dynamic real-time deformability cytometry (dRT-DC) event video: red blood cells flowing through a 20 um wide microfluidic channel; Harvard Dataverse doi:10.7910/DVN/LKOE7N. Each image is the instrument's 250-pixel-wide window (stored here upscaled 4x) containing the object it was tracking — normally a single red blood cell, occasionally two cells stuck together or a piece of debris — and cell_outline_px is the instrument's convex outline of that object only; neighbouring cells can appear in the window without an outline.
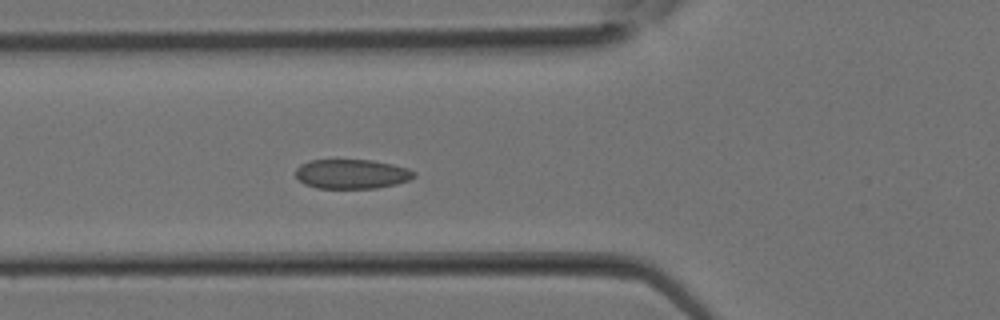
{"species": "Egyptian fruit bat (a non-hibernating species)", "species_latin": "Rousettus aegyptiacus", "temperature_condition": "room temperature", "stored_images_in_passage": 16, "camera_frame_rate_fps": 3000, "um_per_image_px": 0.085, "animal": {"sex": "female"}, "frame": {"image": 1, "passage_image": 12, "time_ms": 3.667, "image_size_px": [1000, 320], "cell_outline_px": [[416, 176], [408, 180], [396, 184], [376, 188], [316, 188], [304, 184], [296, 176], [296, 168], [300, 164], [308, 160], [372, 160], [392, 164], [408, 168], [416, 172]], "centroid_in_image_um": [29.89, 14.78], "position_along_channel_um": 95.9, "area_um2": 20.4}}
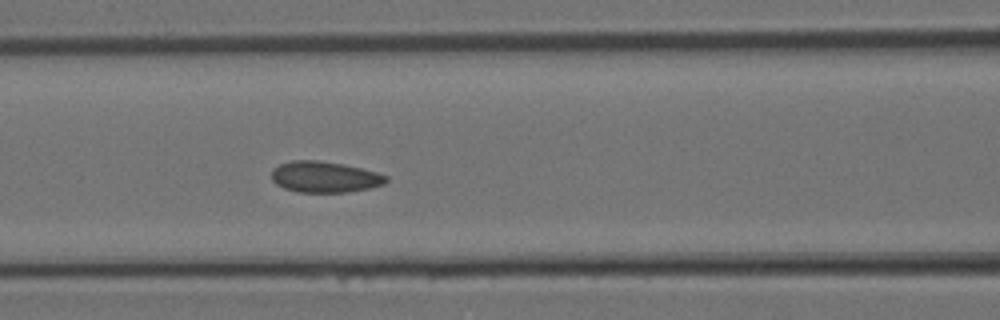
{"frame": {"image": 2, "passage_image": 14, "time_ms": 4.333, "image_size_px": [1000, 320], "cell_outline_px": [[388, 180], [384, 184], [368, 188], [348, 192], [296, 192], [284, 188], [276, 184], [272, 180], [272, 168], [280, 164], [292, 160], [316, 160], [344, 164], [376, 172], [388, 176]], "centroid_in_image_um": [27.58, 15.04], "position_along_channel_um": 139.0, "area_um2": 20.75}}
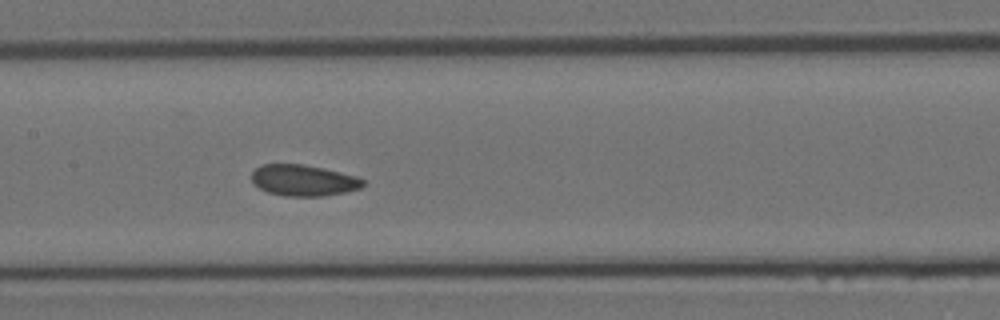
{"frame": {"image": 3, "passage_image": 16, "time_ms": 5.0, "image_size_px": [1000, 320], "cell_outline_px": [[364, 184], [360, 188], [344, 192], [324, 196], [284, 196], [268, 192], [260, 188], [252, 180], [252, 172], [256, 168], [264, 164], [304, 164], [324, 168], [356, 176], [364, 180]], "centroid_in_image_um": [25.8, 15.33], "position_along_channel_um": 181.6, "area_um2": 20.11}}